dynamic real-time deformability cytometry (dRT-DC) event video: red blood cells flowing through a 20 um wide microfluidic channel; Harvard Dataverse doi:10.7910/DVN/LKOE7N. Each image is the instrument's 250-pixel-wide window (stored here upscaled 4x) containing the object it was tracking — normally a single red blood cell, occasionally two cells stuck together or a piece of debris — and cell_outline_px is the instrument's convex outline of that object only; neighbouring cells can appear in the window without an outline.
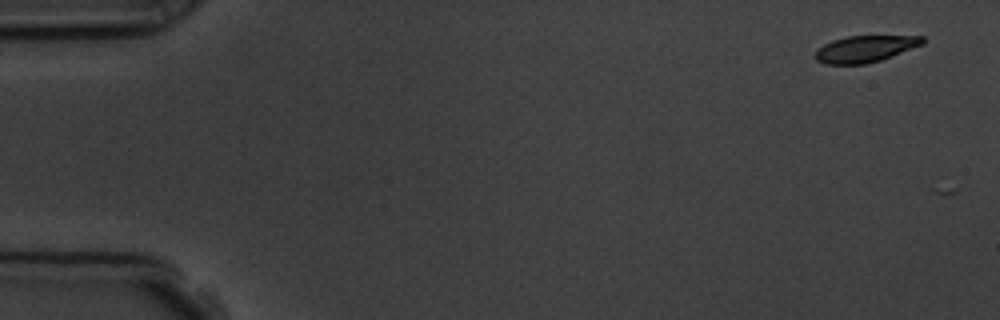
{"species": "common noctule bat (a hibernating species)", "species_latin": "Nyctalus noctula", "temperature_condition": "room temperature", "stored_images_in_passage": 6, "camera_frame_rate_fps": 3000, "um_per_image_px": 0.085, "animal": {"sex": "male", "body_mass_g": 19.5, "forearm_length_mm": 54.6}, "frame": {"image": 1, "passage_image": 1, "time_ms": 0.0, "image_size_px": [1000, 320], "cell_outline_px": [[924, 44], [892, 56], [880, 60], [864, 64], [824, 64], [816, 60], [812, 56], [816, 48], [832, 40], [848, 36], [924, 36]], "centroid_in_image_um": [73.48, 4.16], "position_along_channel_um": 11.5, "area_um2": 16.76}}